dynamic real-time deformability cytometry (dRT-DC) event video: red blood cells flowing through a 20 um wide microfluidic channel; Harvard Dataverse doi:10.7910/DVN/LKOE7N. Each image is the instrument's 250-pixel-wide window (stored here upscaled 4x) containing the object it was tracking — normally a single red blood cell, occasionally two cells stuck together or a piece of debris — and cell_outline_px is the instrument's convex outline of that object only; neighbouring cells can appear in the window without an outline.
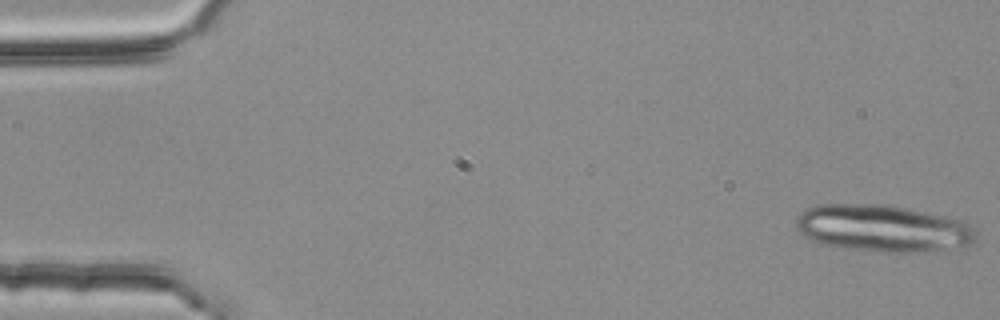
{"species": "common noctule bat (a hibernating species)", "species_latin": "Nyctalus noctula", "temperature_condition": "room temperature", "stored_images_in_passage": 4, "camera_frame_rate_fps": 3000, "um_per_image_px": 0.085, "animal": {"sex": "female", "body_mass_g": 25.1}, "frame": {"image": 1, "passage_image": 1, "time_ms": 0.0, "image_size_px": [1000, 320], "cell_outline_px": [[976, 240], [972, 244], [936, 252], [884, 252], [828, 244], [812, 240], [804, 236], [796, 228], [796, 216], [804, 208], [820, 204], [888, 204], [960, 220], [968, 224], [976, 232]], "centroid_in_image_um": [75.05, 19.4], "position_along_channel_um": 9.9, "area_um2": 49.07}}